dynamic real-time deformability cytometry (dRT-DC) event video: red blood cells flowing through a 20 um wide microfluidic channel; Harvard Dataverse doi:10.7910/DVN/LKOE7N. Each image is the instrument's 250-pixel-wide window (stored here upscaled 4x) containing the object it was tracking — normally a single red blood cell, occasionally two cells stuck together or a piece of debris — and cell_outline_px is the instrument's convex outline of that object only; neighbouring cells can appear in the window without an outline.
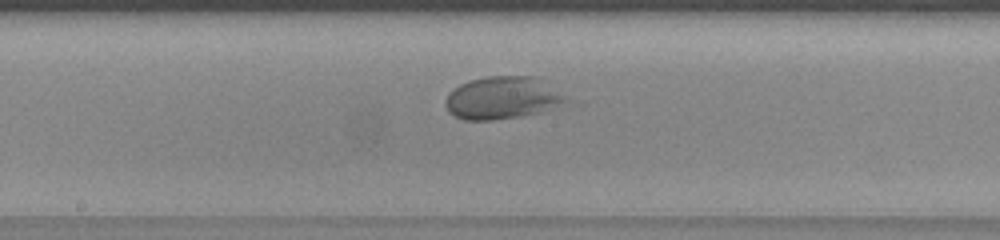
{"species": "human", "species_latin": "Homo sapiens", "temperature_condition": "warm", "stored_images_in_passage": 38, "camera_frame_rate_fps": 3000, "um_per_image_px": 0.085, "donor": {"sex": "female"}, "frame": {"image": 1, "passage_image": 16, "time_ms": 5.0, "image_size_px": [1000, 240], "cell_outline_px": [[568, 104], [560, 108], [544, 112], [492, 120], [464, 120], [448, 112], [444, 104], [444, 100], [448, 92], [460, 84], [468, 80], [488, 76], [536, 76], [568, 96]], "centroid_in_image_um": [42.75, 8.32], "position_along_channel_um": 205.4, "area_um2": 30.58}}
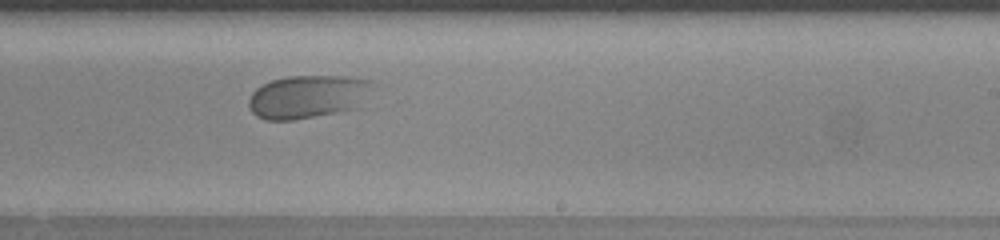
{"frame": {"image": 2, "passage_image": 20, "time_ms": 6.333, "image_size_px": [1000, 240], "cell_outline_px": [[376, 84], [356, 108], [336, 112], [292, 120], [264, 120], [256, 116], [252, 112], [248, 104], [248, 100], [252, 92], [256, 88], [272, 80], [288, 76], [344, 76], [376, 80]], "centroid_in_image_um": [26.17, 8.2], "position_along_channel_um": 262.8, "area_um2": 31.27}}
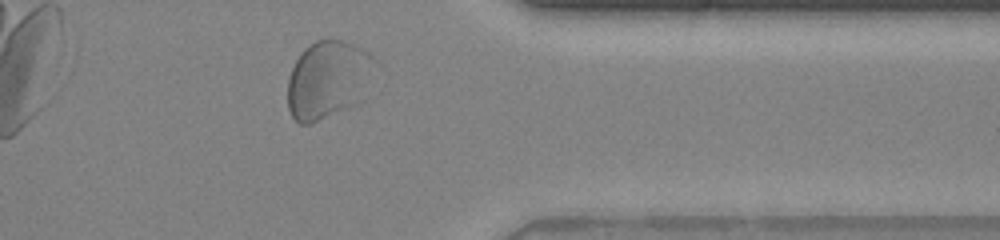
{"frame": {"image": 3, "passage_image": 29, "time_ms": 9.333, "image_size_px": [1000, 240], "cell_outline_px": [[372, 60], [360, 100], [356, 104], [312, 124], [300, 124], [292, 116], [288, 108], [288, 76], [296, 60], [304, 48], [308, 44], [316, 40], [340, 40], [364, 48], [372, 56]], "centroid_in_image_um": [27.78, 6.78], "position_along_channel_um": 383.6, "area_um2": 38.67}}